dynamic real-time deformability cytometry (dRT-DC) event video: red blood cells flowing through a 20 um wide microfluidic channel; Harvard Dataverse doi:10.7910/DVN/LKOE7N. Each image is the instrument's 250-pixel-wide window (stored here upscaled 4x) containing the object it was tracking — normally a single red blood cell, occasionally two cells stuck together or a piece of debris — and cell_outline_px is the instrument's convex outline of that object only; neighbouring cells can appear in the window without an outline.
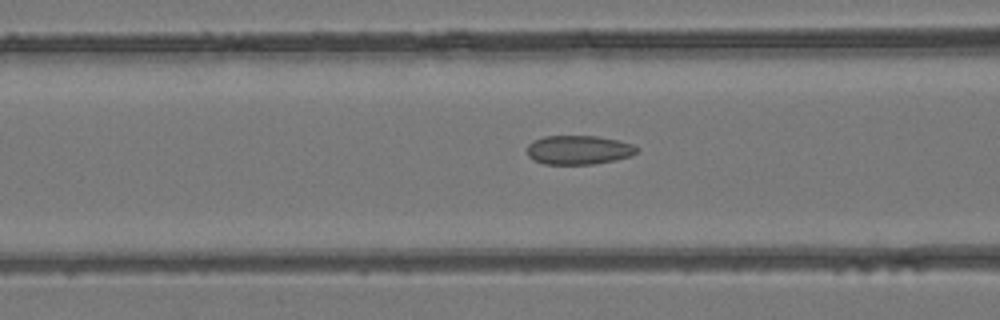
{"species": "common noctule bat (a hibernating species)", "species_latin": "Nyctalus noctula", "temperature_condition": "room temperature", "stored_images_in_passage": 35, "camera_frame_rate_fps": 3000, "um_per_image_px": 0.085, "animal": {"sex": "female", "body_mass_g": 24.6, "forearm_length_mm": 56.2}, "frame": {"image": 1, "passage_image": 16, "time_ms": 5.0, "image_size_px": [1000, 320], "cell_outline_px": [[640, 148], [632, 156], [616, 160], [592, 164], [544, 164], [532, 160], [528, 156], [528, 144], [532, 140], [544, 136], [596, 136], [616, 140], [632, 144]], "centroid_in_image_um": [49.17, 12.75], "position_along_channel_um": 117.4, "area_um2": 18.67}}
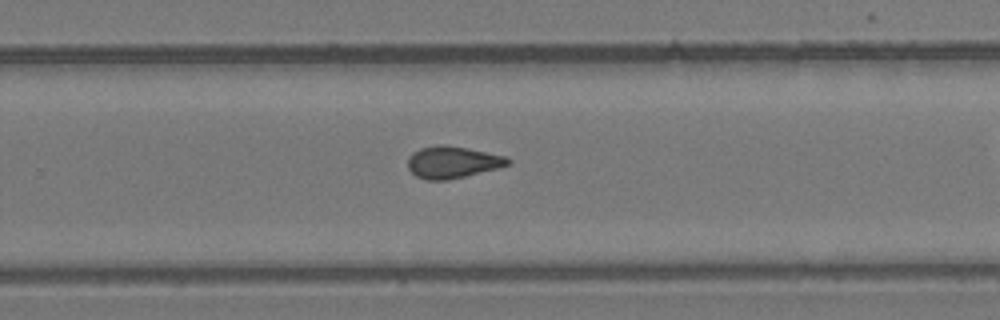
{"frame": {"image": 2, "passage_image": 28, "time_ms": 9.0, "image_size_px": [1000, 320], "cell_outline_px": [[512, 164], [448, 180], [424, 180], [416, 176], [408, 168], [408, 156], [412, 152], [420, 148], [436, 144], [444, 144], [468, 148], [508, 156], [512, 160]], "centroid_in_image_um": [38.46, 13.77], "position_along_channel_um": 291.3, "area_um2": 18.84}}
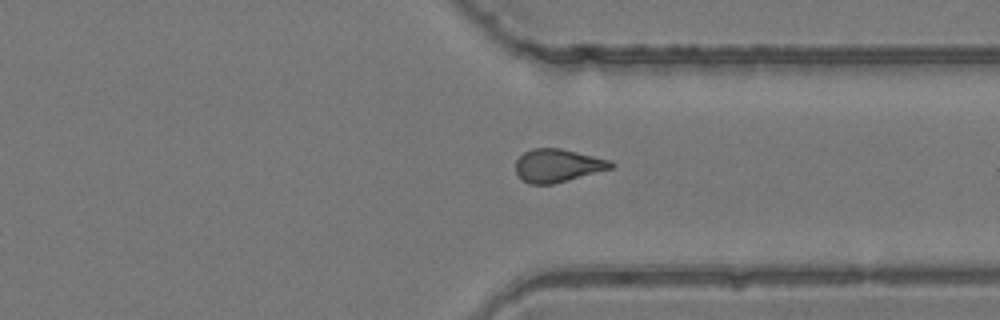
{"frame": {"image": 3, "passage_image": 33, "time_ms": 10.667, "image_size_px": [1000, 320], "cell_outline_px": [[616, 164], [612, 168], [552, 184], [528, 184], [516, 172], [516, 160], [524, 152], [532, 148], [560, 148], [612, 160]], "centroid_in_image_um": [47.42, 14.06], "position_along_channel_um": 364.0, "area_um2": 18.26}}